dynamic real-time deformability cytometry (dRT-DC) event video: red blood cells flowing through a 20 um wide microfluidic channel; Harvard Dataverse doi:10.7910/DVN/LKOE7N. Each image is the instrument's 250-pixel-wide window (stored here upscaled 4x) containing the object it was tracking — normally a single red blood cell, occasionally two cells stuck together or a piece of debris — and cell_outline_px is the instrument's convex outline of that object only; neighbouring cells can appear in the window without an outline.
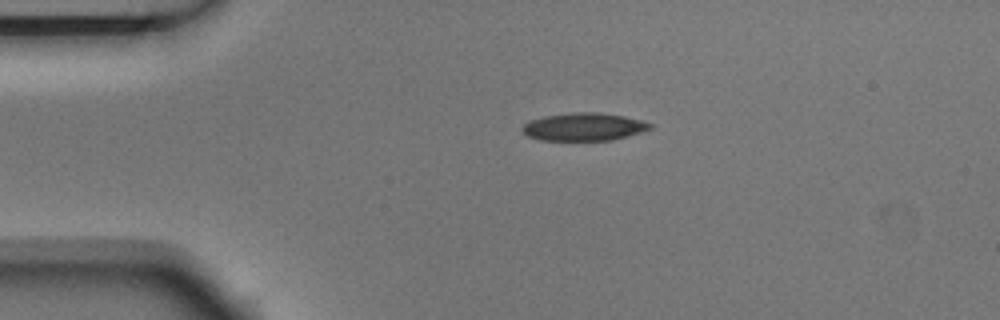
{"species": "Egyptian fruit bat (a non-hibernating species)", "species_latin": "Rousettus aegyptiacus", "temperature_condition": "room temperature", "stored_images_in_passage": 3, "camera_frame_rate_fps": 3000, "um_per_image_px": 0.085, "animal": {"sex": "male"}, "frame": {"image": 1, "passage_image": 1, "time_ms": 0.0, "image_size_px": [1000, 320], "cell_outline_px": [[652, 128], [628, 136], [612, 140], [540, 140], [528, 136], [520, 128], [524, 124], [532, 120], [544, 116], [572, 112], [596, 112], [624, 116], [640, 120], [652, 124]], "centroid_in_image_um": [49.62, 10.78], "position_along_channel_um": 35.4, "area_um2": 20.58}}
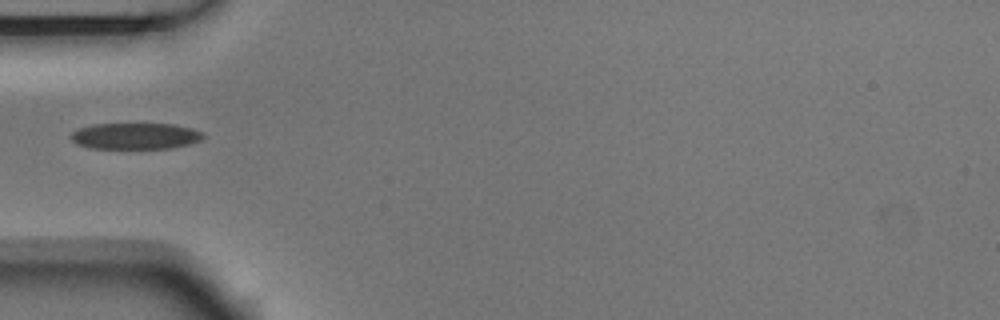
{"frame": {"image": 2, "passage_image": 2, "time_ms": 0.333, "image_size_px": [1000, 320], "cell_outline_px": [[204, 136], [200, 140], [188, 144], [172, 148], [92, 148], [76, 144], [68, 136], [72, 132], [80, 128], [92, 124], [172, 124], [192, 128], [204, 132]], "centroid_in_image_um": [11.49, 11.56], "position_along_channel_um": 73.5, "area_um2": 20.23}}
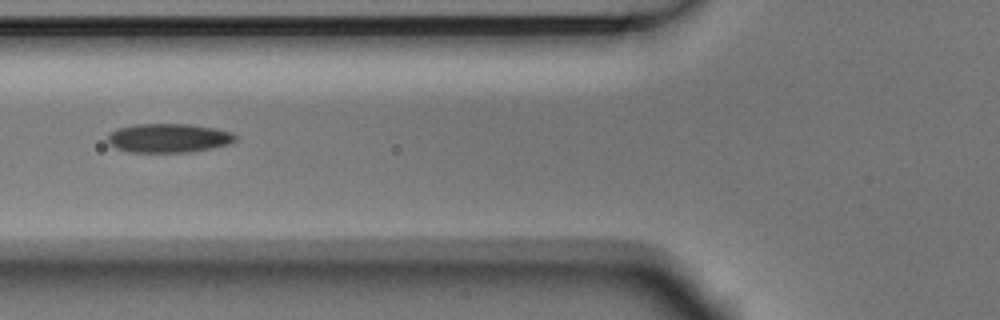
{"frame": {"image": 3, "passage_image": 3, "time_ms": 0.667, "image_size_px": [1000, 320], "cell_outline_px": [[240, 136], [232, 144], [212, 148], [188, 152], [128, 152], [116, 148], [108, 144], [108, 136], [116, 128], [136, 124], [188, 124], [216, 128], [232, 132]], "centroid_in_image_um": [14.38, 11.73], "position_along_channel_um": 111.4, "area_um2": 21.85}}